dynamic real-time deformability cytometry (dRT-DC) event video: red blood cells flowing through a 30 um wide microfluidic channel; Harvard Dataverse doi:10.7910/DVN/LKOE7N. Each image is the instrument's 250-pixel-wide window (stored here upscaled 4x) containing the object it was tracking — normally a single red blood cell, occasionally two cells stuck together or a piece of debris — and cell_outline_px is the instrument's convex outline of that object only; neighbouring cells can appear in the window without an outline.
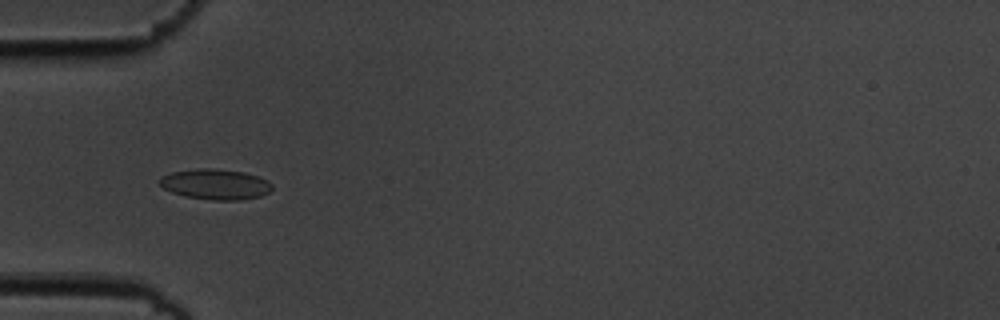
{"species": "common noctule bat (a hibernating species)", "species_latin": "Nyctalus noctula", "temperature_condition": "cold", "stored_images_in_passage": 37, "camera_frame_rate_fps": 3000, "um_per_image_px": 0.085, "animal": {"sex": "male", "body_mass_g": 19.5, "forearm_length_mm": 54.6}, "frame": {"image": 1, "passage_image": 8, "time_ms": 2.333, "image_size_px": [1000, 320], "cell_outline_px": [[272, 188], [268, 192], [260, 196], [240, 200], [212, 200], [184, 196], [172, 192], [164, 188], [156, 180], [160, 176], [172, 172], [196, 168], [212, 168], [244, 172], [260, 176], [268, 180], [272, 184]], "centroid_in_image_um": [18.3, 15.65], "position_along_channel_um": 66.7, "area_um2": 20.17}}
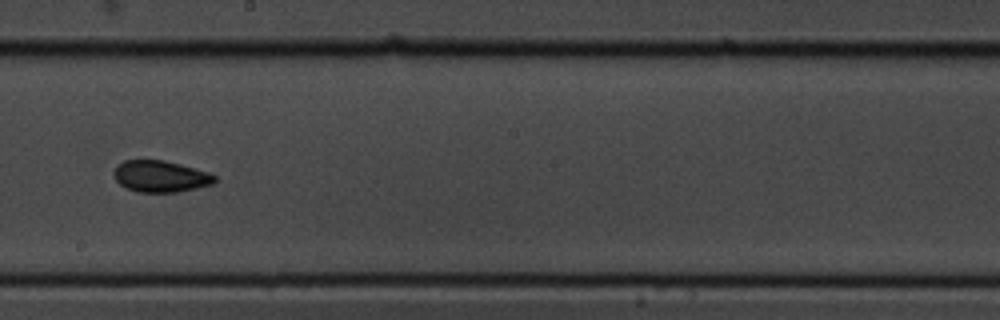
{"frame": {"image": 2, "passage_image": 22, "time_ms": 7.0, "image_size_px": [1000, 320], "cell_outline_px": [[216, 180], [212, 184], [196, 188], [176, 192], [136, 192], [120, 184], [112, 176], [112, 172], [116, 164], [124, 160], [164, 160], [180, 164], [208, 172], [216, 176]], "centroid_in_image_um": [13.59, 14.98], "position_along_channel_um": 234.6, "area_um2": 18.61}}
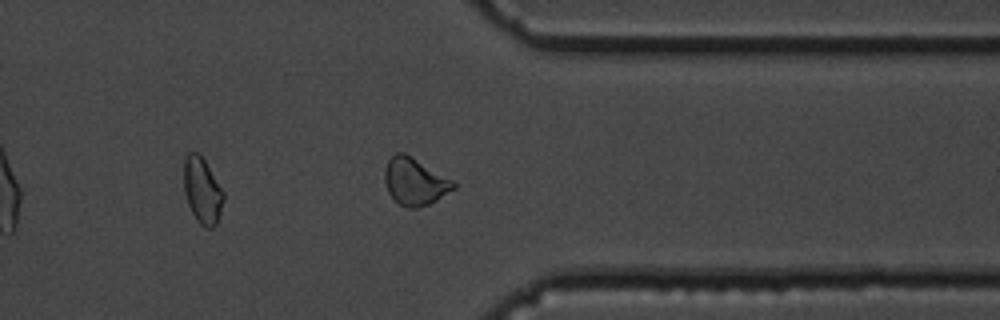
{"frame": {"image": 3, "passage_image": 34, "time_ms": 11.0, "image_size_px": [1000, 320], "cell_outline_px": [[456, 188], [436, 200], [420, 208], [408, 208], [400, 204], [388, 192], [384, 180], [384, 172], [388, 160], [396, 152], [404, 152], [456, 180]], "centroid_in_image_um": [35.3, 15.42], "position_along_channel_um": 376.1, "area_um2": 19.13}, "authors_computed_cell_mechanics": {"area_um2": 18.5538, "velocity_mm_per_s": 3.6056, "shape_relaxation_time_tau1_ms": 5.6851, "shape_relaxation_time_tau2_ms": 1.6103, "deformation_change_tau1": 0.1048, "deformation_change_tau2": 0.0593}}